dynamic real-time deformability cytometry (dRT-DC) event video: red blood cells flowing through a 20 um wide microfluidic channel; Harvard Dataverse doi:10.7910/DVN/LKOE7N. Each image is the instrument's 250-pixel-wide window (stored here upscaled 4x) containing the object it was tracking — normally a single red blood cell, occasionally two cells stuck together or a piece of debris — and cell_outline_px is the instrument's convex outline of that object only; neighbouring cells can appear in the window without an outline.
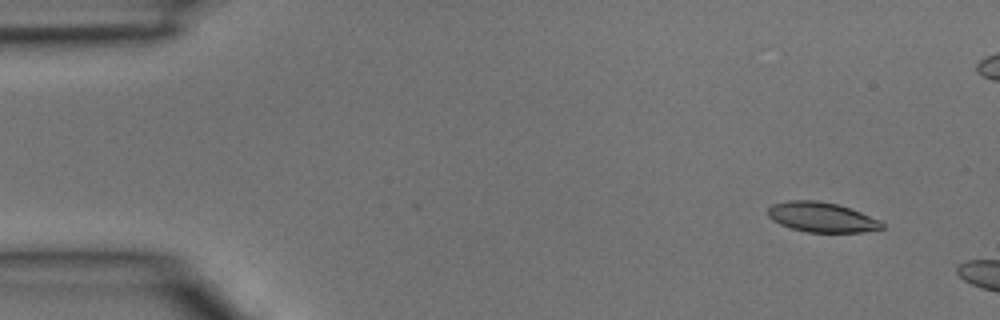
{"species": "common noctule bat (a hibernating species)", "species_latin": "Nyctalus noctula", "temperature_condition": "room temperature", "stored_images_in_passage": 2, "camera_frame_rate_fps": 3000, "um_per_image_px": 0.085, "animal": {"sex": "male", "body_mass_g": 15.6}, "frame": {"image": 1, "passage_image": 1, "time_ms": 0.0, "image_size_px": [1000, 320], "cell_outline_px": [[884, 228], [860, 232], [808, 232], [792, 228], [780, 224], [772, 220], [768, 216], [768, 208], [772, 204], [788, 200], [816, 200], [836, 204], [860, 212], [880, 220], [884, 224]], "centroid_in_image_um": [69.82, 18.46], "position_along_channel_um": 15.2, "area_um2": 19.71}}